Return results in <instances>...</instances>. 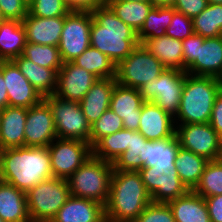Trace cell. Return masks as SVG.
<instances>
[{
	"instance_id": "cell-23",
	"label": "cell",
	"mask_w": 222,
	"mask_h": 222,
	"mask_svg": "<svg viewBox=\"0 0 222 222\" xmlns=\"http://www.w3.org/2000/svg\"><path fill=\"white\" fill-rule=\"evenodd\" d=\"M116 83V78L98 79L79 102L90 125L110 108L111 96Z\"/></svg>"
},
{
	"instance_id": "cell-52",
	"label": "cell",
	"mask_w": 222,
	"mask_h": 222,
	"mask_svg": "<svg viewBox=\"0 0 222 222\" xmlns=\"http://www.w3.org/2000/svg\"><path fill=\"white\" fill-rule=\"evenodd\" d=\"M106 1H130V2L148 1L149 2V0H106Z\"/></svg>"
},
{
	"instance_id": "cell-26",
	"label": "cell",
	"mask_w": 222,
	"mask_h": 222,
	"mask_svg": "<svg viewBox=\"0 0 222 222\" xmlns=\"http://www.w3.org/2000/svg\"><path fill=\"white\" fill-rule=\"evenodd\" d=\"M175 222H211L205 198L189 190L185 195L167 202Z\"/></svg>"
},
{
	"instance_id": "cell-8",
	"label": "cell",
	"mask_w": 222,
	"mask_h": 222,
	"mask_svg": "<svg viewBox=\"0 0 222 222\" xmlns=\"http://www.w3.org/2000/svg\"><path fill=\"white\" fill-rule=\"evenodd\" d=\"M186 72L166 69L158 78L150 80L138 90L144 101L155 103L158 107L176 117L181 101Z\"/></svg>"
},
{
	"instance_id": "cell-49",
	"label": "cell",
	"mask_w": 222,
	"mask_h": 222,
	"mask_svg": "<svg viewBox=\"0 0 222 222\" xmlns=\"http://www.w3.org/2000/svg\"><path fill=\"white\" fill-rule=\"evenodd\" d=\"M8 106V95L6 83L3 79L2 72L0 71V110Z\"/></svg>"
},
{
	"instance_id": "cell-39",
	"label": "cell",
	"mask_w": 222,
	"mask_h": 222,
	"mask_svg": "<svg viewBox=\"0 0 222 222\" xmlns=\"http://www.w3.org/2000/svg\"><path fill=\"white\" fill-rule=\"evenodd\" d=\"M123 128L122 118L109 108L90 125V146L93 147L104 136L118 132Z\"/></svg>"
},
{
	"instance_id": "cell-46",
	"label": "cell",
	"mask_w": 222,
	"mask_h": 222,
	"mask_svg": "<svg viewBox=\"0 0 222 222\" xmlns=\"http://www.w3.org/2000/svg\"><path fill=\"white\" fill-rule=\"evenodd\" d=\"M209 124L222 138V90L215 99Z\"/></svg>"
},
{
	"instance_id": "cell-50",
	"label": "cell",
	"mask_w": 222,
	"mask_h": 222,
	"mask_svg": "<svg viewBox=\"0 0 222 222\" xmlns=\"http://www.w3.org/2000/svg\"><path fill=\"white\" fill-rule=\"evenodd\" d=\"M176 0H149L154 7H172Z\"/></svg>"
},
{
	"instance_id": "cell-36",
	"label": "cell",
	"mask_w": 222,
	"mask_h": 222,
	"mask_svg": "<svg viewBox=\"0 0 222 222\" xmlns=\"http://www.w3.org/2000/svg\"><path fill=\"white\" fill-rule=\"evenodd\" d=\"M143 141L147 140L139 131L130 130V146L112 163L118 171H139L143 168Z\"/></svg>"
},
{
	"instance_id": "cell-17",
	"label": "cell",
	"mask_w": 222,
	"mask_h": 222,
	"mask_svg": "<svg viewBox=\"0 0 222 222\" xmlns=\"http://www.w3.org/2000/svg\"><path fill=\"white\" fill-rule=\"evenodd\" d=\"M144 102L138 89L116 83L111 96L110 109L122 118L124 129L138 131L141 107Z\"/></svg>"
},
{
	"instance_id": "cell-13",
	"label": "cell",
	"mask_w": 222,
	"mask_h": 222,
	"mask_svg": "<svg viewBox=\"0 0 222 222\" xmlns=\"http://www.w3.org/2000/svg\"><path fill=\"white\" fill-rule=\"evenodd\" d=\"M138 172L154 203H167L189 191L180 180L176 167H143Z\"/></svg>"
},
{
	"instance_id": "cell-53",
	"label": "cell",
	"mask_w": 222,
	"mask_h": 222,
	"mask_svg": "<svg viewBox=\"0 0 222 222\" xmlns=\"http://www.w3.org/2000/svg\"><path fill=\"white\" fill-rule=\"evenodd\" d=\"M218 81L222 90V74L218 77Z\"/></svg>"
},
{
	"instance_id": "cell-18",
	"label": "cell",
	"mask_w": 222,
	"mask_h": 222,
	"mask_svg": "<svg viewBox=\"0 0 222 222\" xmlns=\"http://www.w3.org/2000/svg\"><path fill=\"white\" fill-rule=\"evenodd\" d=\"M138 131L147 140H161L173 136L176 132L174 118L155 103L145 101L141 107Z\"/></svg>"
},
{
	"instance_id": "cell-3",
	"label": "cell",
	"mask_w": 222,
	"mask_h": 222,
	"mask_svg": "<svg viewBox=\"0 0 222 222\" xmlns=\"http://www.w3.org/2000/svg\"><path fill=\"white\" fill-rule=\"evenodd\" d=\"M151 202L138 171L113 169L109 200L105 206L107 222H134Z\"/></svg>"
},
{
	"instance_id": "cell-54",
	"label": "cell",
	"mask_w": 222,
	"mask_h": 222,
	"mask_svg": "<svg viewBox=\"0 0 222 222\" xmlns=\"http://www.w3.org/2000/svg\"><path fill=\"white\" fill-rule=\"evenodd\" d=\"M28 4L32 1V0H25Z\"/></svg>"
},
{
	"instance_id": "cell-14",
	"label": "cell",
	"mask_w": 222,
	"mask_h": 222,
	"mask_svg": "<svg viewBox=\"0 0 222 222\" xmlns=\"http://www.w3.org/2000/svg\"><path fill=\"white\" fill-rule=\"evenodd\" d=\"M57 138L54 118L49 105L42 100L27 108L24 146L48 147Z\"/></svg>"
},
{
	"instance_id": "cell-47",
	"label": "cell",
	"mask_w": 222,
	"mask_h": 222,
	"mask_svg": "<svg viewBox=\"0 0 222 222\" xmlns=\"http://www.w3.org/2000/svg\"><path fill=\"white\" fill-rule=\"evenodd\" d=\"M205 202L211 222H222V195L206 197Z\"/></svg>"
},
{
	"instance_id": "cell-44",
	"label": "cell",
	"mask_w": 222,
	"mask_h": 222,
	"mask_svg": "<svg viewBox=\"0 0 222 222\" xmlns=\"http://www.w3.org/2000/svg\"><path fill=\"white\" fill-rule=\"evenodd\" d=\"M199 43H204V38L196 33L182 41L183 71H186L198 58Z\"/></svg>"
},
{
	"instance_id": "cell-42",
	"label": "cell",
	"mask_w": 222,
	"mask_h": 222,
	"mask_svg": "<svg viewBox=\"0 0 222 222\" xmlns=\"http://www.w3.org/2000/svg\"><path fill=\"white\" fill-rule=\"evenodd\" d=\"M194 33L192 19L183 13L175 11L166 35L174 39L183 41Z\"/></svg>"
},
{
	"instance_id": "cell-11",
	"label": "cell",
	"mask_w": 222,
	"mask_h": 222,
	"mask_svg": "<svg viewBox=\"0 0 222 222\" xmlns=\"http://www.w3.org/2000/svg\"><path fill=\"white\" fill-rule=\"evenodd\" d=\"M53 177L68 179L91 155L88 142L56 138L47 147Z\"/></svg>"
},
{
	"instance_id": "cell-41",
	"label": "cell",
	"mask_w": 222,
	"mask_h": 222,
	"mask_svg": "<svg viewBox=\"0 0 222 222\" xmlns=\"http://www.w3.org/2000/svg\"><path fill=\"white\" fill-rule=\"evenodd\" d=\"M134 222H175L167 203L151 202Z\"/></svg>"
},
{
	"instance_id": "cell-25",
	"label": "cell",
	"mask_w": 222,
	"mask_h": 222,
	"mask_svg": "<svg viewBox=\"0 0 222 222\" xmlns=\"http://www.w3.org/2000/svg\"><path fill=\"white\" fill-rule=\"evenodd\" d=\"M180 144L176 133L161 140L143 141V167H175Z\"/></svg>"
},
{
	"instance_id": "cell-34",
	"label": "cell",
	"mask_w": 222,
	"mask_h": 222,
	"mask_svg": "<svg viewBox=\"0 0 222 222\" xmlns=\"http://www.w3.org/2000/svg\"><path fill=\"white\" fill-rule=\"evenodd\" d=\"M175 11L173 7H153L137 32L138 42L142 44L148 38L166 35Z\"/></svg>"
},
{
	"instance_id": "cell-22",
	"label": "cell",
	"mask_w": 222,
	"mask_h": 222,
	"mask_svg": "<svg viewBox=\"0 0 222 222\" xmlns=\"http://www.w3.org/2000/svg\"><path fill=\"white\" fill-rule=\"evenodd\" d=\"M27 108L7 106L0 116V150L24 146Z\"/></svg>"
},
{
	"instance_id": "cell-19",
	"label": "cell",
	"mask_w": 222,
	"mask_h": 222,
	"mask_svg": "<svg viewBox=\"0 0 222 222\" xmlns=\"http://www.w3.org/2000/svg\"><path fill=\"white\" fill-rule=\"evenodd\" d=\"M50 222H106L105 206L91 199L70 196Z\"/></svg>"
},
{
	"instance_id": "cell-16",
	"label": "cell",
	"mask_w": 222,
	"mask_h": 222,
	"mask_svg": "<svg viewBox=\"0 0 222 222\" xmlns=\"http://www.w3.org/2000/svg\"><path fill=\"white\" fill-rule=\"evenodd\" d=\"M97 80L95 75L82 67L65 62L58 71L54 95L79 103Z\"/></svg>"
},
{
	"instance_id": "cell-28",
	"label": "cell",
	"mask_w": 222,
	"mask_h": 222,
	"mask_svg": "<svg viewBox=\"0 0 222 222\" xmlns=\"http://www.w3.org/2000/svg\"><path fill=\"white\" fill-rule=\"evenodd\" d=\"M142 44L167 69L183 71V46L181 40L164 35L158 38H148Z\"/></svg>"
},
{
	"instance_id": "cell-31",
	"label": "cell",
	"mask_w": 222,
	"mask_h": 222,
	"mask_svg": "<svg viewBox=\"0 0 222 222\" xmlns=\"http://www.w3.org/2000/svg\"><path fill=\"white\" fill-rule=\"evenodd\" d=\"M115 15L136 33L141 29L149 12L154 7L148 1H106Z\"/></svg>"
},
{
	"instance_id": "cell-43",
	"label": "cell",
	"mask_w": 222,
	"mask_h": 222,
	"mask_svg": "<svg viewBox=\"0 0 222 222\" xmlns=\"http://www.w3.org/2000/svg\"><path fill=\"white\" fill-rule=\"evenodd\" d=\"M25 0H0V14L3 20L23 21L28 14Z\"/></svg>"
},
{
	"instance_id": "cell-1",
	"label": "cell",
	"mask_w": 222,
	"mask_h": 222,
	"mask_svg": "<svg viewBox=\"0 0 222 222\" xmlns=\"http://www.w3.org/2000/svg\"><path fill=\"white\" fill-rule=\"evenodd\" d=\"M47 147L21 146L0 150V180L27 193L52 178Z\"/></svg>"
},
{
	"instance_id": "cell-38",
	"label": "cell",
	"mask_w": 222,
	"mask_h": 222,
	"mask_svg": "<svg viewBox=\"0 0 222 222\" xmlns=\"http://www.w3.org/2000/svg\"><path fill=\"white\" fill-rule=\"evenodd\" d=\"M22 55L39 66L56 69L57 71L60 70L63 64L57 46L27 42Z\"/></svg>"
},
{
	"instance_id": "cell-15",
	"label": "cell",
	"mask_w": 222,
	"mask_h": 222,
	"mask_svg": "<svg viewBox=\"0 0 222 222\" xmlns=\"http://www.w3.org/2000/svg\"><path fill=\"white\" fill-rule=\"evenodd\" d=\"M0 71L6 83L8 106L30 108L43 100L13 61H0Z\"/></svg>"
},
{
	"instance_id": "cell-20",
	"label": "cell",
	"mask_w": 222,
	"mask_h": 222,
	"mask_svg": "<svg viewBox=\"0 0 222 222\" xmlns=\"http://www.w3.org/2000/svg\"><path fill=\"white\" fill-rule=\"evenodd\" d=\"M64 22L65 17L41 18L28 13L22 21L27 42L58 47Z\"/></svg>"
},
{
	"instance_id": "cell-2",
	"label": "cell",
	"mask_w": 222,
	"mask_h": 222,
	"mask_svg": "<svg viewBox=\"0 0 222 222\" xmlns=\"http://www.w3.org/2000/svg\"><path fill=\"white\" fill-rule=\"evenodd\" d=\"M90 46L105 54L116 66L139 44L137 33L121 21L105 3L91 11Z\"/></svg>"
},
{
	"instance_id": "cell-7",
	"label": "cell",
	"mask_w": 222,
	"mask_h": 222,
	"mask_svg": "<svg viewBox=\"0 0 222 222\" xmlns=\"http://www.w3.org/2000/svg\"><path fill=\"white\" fill-rule=\"evenodd\" d=\"M167 68L150 51L139 43L131 54L116 66L118 84L139 89L158 78Z\"/></svg>"
},
{
	"instance_id": "cell-24",
	"label": "cell",
	"mask_w": 222,
	"mask_h": 222,
	"mask_svg": "<svg viewBox=\"0 0 222 222\" xmlns=\"http://www.w3.org/2000/svg\"><path fill=\"white\" fill-rule=\"evenodd\" d=\"M0 217L5 222H32L26 193L0 180Z\"/></svg>"
},
{
	"instance_id": "cell-12",
	"label": "cell",
	"mask_w": 222,
	"mask_h": 222,
	"mask_svg": "<svg viewBox=\"0 0 222 222\" xmlns=\"http://www.w3.org/2000/svg\"><path fill=\"white\" fill-rule=\"evenodd\" d=\"M175 125L180 147L209 161L222 158V138L209 123Z\"/></svg>"
},
{
	"instance_id": "cell-48",
	"label": "cell",
	"mask_w": 222,
	"mask_h": 222,
	"mask_svg": "<svg viewBox=\"0 0 222 222\" xmlns=\"http://www.w3.org/2000/svg\"><path fill=\"white\" fill-rule=\"evenodd\" d=\"M71 11H92L106 0H64Z\"/></svg>"
},
{
	"instance_id": "cell-33",
	"label": "cell",
	"mask_w": 222,
	"mask_h": 222,
	"mask_svg": "<svg viewBox=\"0 0 222 222\" xmlns=\"http://www.w3.org/2000/svg\"><path fill=\"white\" fill-rule=\"evenodd\" d=\"M73 63L98 79L116 78V65L105 54L92 46L88 47Z\"/></svg>"
},
{
	"instance_id": "cell-40",
	"label": "cell",
	"mask_w": 222,
	"mask_h": 222,
	"mask_svg": "<svg viewBox=\"0 0 222 222\" xmlns=\"http://www.w3.org/2000/svg\"><path fill=\"white\" fill-rule=\"evenodd\" d=\"M70 11L64 0H32L28 5V13L41 18L65 17Z\"/></svg>"
},
{
	"instance_id": "cell-29",
	"label": "cell",
	"mask_w": 222,
	"mask_h": 222,
	"mask_svg": "<svg viewBox=\"0 0 222 222\" xmlns=\"http://www.w3.org/2000/svg\"><path fill=\"white\" fill-rule=\"evenodd\" d=\"M27 43L25 28L21 21L0 22V60L12 61L23 54Z\"/></svg>"
},
{
	"instance_id": "cell-27",
	"label": "cell",
	"mask_w": 222,
	"mask_h": 222,
	"mask_svg": "<svg viewBox=\"0 0 222 222\" xmlns=\"http://www.w3.org/2000/svg\"><path fill=\"white\" fill-rule=\"evenodd\" d=\"M12 61L43 98L55 93L58 74L56 69L39 66L23 55L14 58Z\"/></svg>"
},
{
	"instance_id": "cell-21",
	"label": "cell",
	"mask_w": 222,
	"mask_h": 222,
	"mask_svg": "<svg viewBox=\"0 0 222 222\" xmlns=\"http://www.w3.org/2000/svg\"><path fill=\"white\" fill-rule=\"evenodd\" d=\"M185 72L218 78L222 74V36L204 38V43H199L198 58Z\"/></svg>"
},
{
	"instance_id": "cell-32",
	"label": "cell",
	"mask_w": 222,
	"mask_h": 222,
	"mask_svg": "<svg viewBox=\"0 0 222 222\" xmlns=\"http://www.w3.org/2000/svg\"><path fill=\"white\" fill-rule=\"evenodd\" d=\"M128 146H130V130L123 128L101 138L92 147V155L95 158L113 163L127 150Z\"/></svg>"
},
{
	"instance_id": "cell-51",
	"label": "cell",
	"mask_w": 222,
	"mask_h": 222,
	"mask_svg": "<svg viewBox=\"0 0 222 222\" xmlns=\"http://www.w3.org/2000/svg\"><path fill=\"white\" fill-rule=\"evenodd\" d=\"M209 4H222V0H208Z\"/></svg>"
},
{
	"instance_id": "cell-5",
	"label": "cell",
	"mask_w": 222,
	"mask_h": 222,
	"mask_svg": "<svg viewBox=\"0 0 222 222\" xmlns=\"http://www.w3.org/2000/svg\"><path fill=\"white\" fill-rule=\"evenodd\" d=\"M113 165L91 155L68 179L70 195L104 206L109 200Z\"/></svg>"
},
{
	"instance_id": "cell-37",
	"label": "cell",
	"mask_w": 222,
	"mask_h": 222,
	"mask_svg": "<svg viewBox=\"0 0 222 222\" xmlns=\"http://www.w3.org/2000/svg\"><path fill=\"white\" fill-rule=\"evenodd\" d=\"M193 191L203 198L222 195V158L207 163Z\"/></svg>"
},
{
	"instance_id": "cell-10",
	"label": "cell",
	"mask_w": 222,
	"mask_h": 222,
	"mask_svg": "<svg viewBox=\"0 0 222 222\" xmlns=\"http://www.w3.org/2000/svg\"><path fill=\"white\" fill-rule=\"evenodd\" d=\"M91 11H70L65 16L58 45L63 63L73 62L90 47Z\"/></svg>"
},
{
	"instance_id": "cell-6",
	"label": "cell",
	"mask_w": 222,
	"mask_h": 222,
	"mask_svg": "<svg viewBox=\"0 0 222 222\" xmlns=\"http://www.w3.org/2000/svg\"><path fill=\"white\" fill-rule=\"evenodd\" d=\"M67 179L52 177L26 193L28 214L32 222H50L70 197Z\"/></svg>"
},
{
	"instance_id": "cell-45",
	"label": "cell",
	"mask_w": 222,
	"mask_h": 222,
	"mask_svg": "<svg viewBox=\"0 0 222 222\" xmlns=\"http://www.w3.org/2000/svg\"><path fill=\"white\" fill-rule=\"evenodd\" d=\"M208 0H176L173 8L193 19L198 16L207 6Z\"/></svg>"
},
{
	"instance_id": "cell-35",
	"label": "cell",
	"mask_w": 222,
	"mask_h": 222,
	"mask_svg": "<svg viewBox=\"0 0 222 222\" xmlns=\"http://www.w3.org/2000/svg\"><path fill=\"white\" fill-rule=\"evenodd\" d=\"M192 24L194 33L203 38L222 36V4H208Z\"/></svg>"
},
{
	"instance_id": "cell-4",
	"label": "cell",
	"mask_w": 222,
	"mask_h": 222,
	"mask_svg": "<svg viewBox=\"0 0 222 222\" xmlns=\"http://www.w3.org/2000/svg\"><path fill=\"white\" fill-rule=\"evenodd\" d=\"M220 91L218 78L186 73L175 124L209 123Z\"/></svg>"
},
{
	"instance_id": "cell-30",
	"label": "cell",
	"mask_w": 222,
	"mask_h": 222,
	"mask_svg": "<svg viewBox=\"0 0 222 222\" xmlns=\"http://www.w3.org/2000/svg\"><path fill=\"white\" fill-rule=\"evenodd\" d=\"M208 162L209 160L192 151L179 148L174 164L180 180L188 190H194L199 184Z\"/></svg>"
},
{
	"instance_id": "cell-9",
	"label": "cell",
	"mask_w": 222,
	"mask_h": 222,
	"mask_svg": "<svg viewBox=\"0 0 222 222\" xmlns=\"http://www.w3.org/2000/svg\"><path fill=\"white\" fill-rule=\"evenodd\" d=\"M54 118L57 138L75 139L90 144V124L78 102L50 95L43 98Z\"/></svg>"
}]
</instances>
